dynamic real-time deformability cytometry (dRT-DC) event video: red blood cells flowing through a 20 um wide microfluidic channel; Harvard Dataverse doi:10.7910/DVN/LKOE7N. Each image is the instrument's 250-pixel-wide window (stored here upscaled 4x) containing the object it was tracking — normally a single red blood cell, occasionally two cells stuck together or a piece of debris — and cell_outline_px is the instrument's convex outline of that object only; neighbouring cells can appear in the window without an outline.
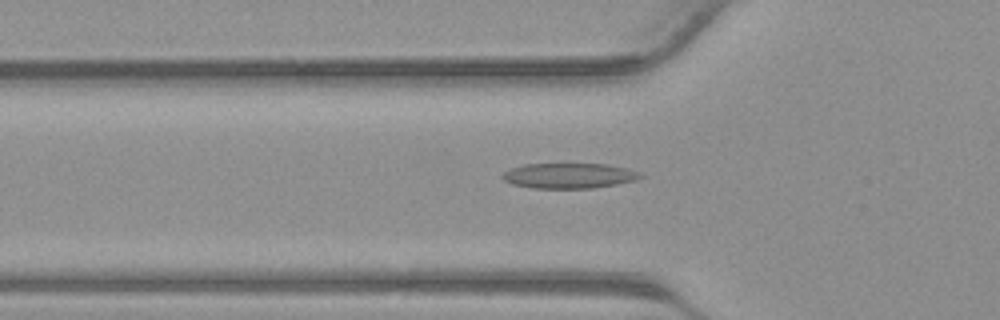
{"species": "common noctule bat (a hibernating species)", "species_latin": "Nyctalus noctula", "temperature_condition": "warm", "stored_images_in_passage": 41, "camera_frame_rate_fps": 3000, "um_per_image_px": 0.085, "animal": {"sex": "male", "body_mass_g": 23.1, "forearm_length_mm": 52.7}, "frame": {"image": 1, "passage_image": 14, "time_ms": 4.333, "image_size_px": [1000, 320], "cell_outline_px": [[644, 176], [636, 180], [616, 184], [592, 188], [532, 188], [512, 184], [504, 180], [500, 176], [504, 172], [512, 168], [524, 164], [608, 164], [628, 168], [640, 172]], "centroid_in_image_um": [48.38, 14.93], "position_along_channel_um": 77.4, "area_um2": 20.35}}
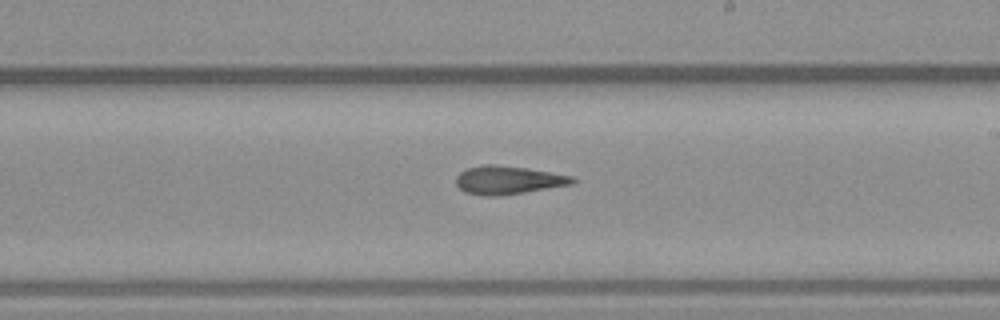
{"frame": {"image": 2, "passage_image": 24, "time_ms": 7.667, "image_size_px": [1000, 320], "cell_outline_px": [[576, 180], [572, 184], [524, 192], [496, 196], [484, 196], [464, 192], [456, 184], [456, 176], [460, 172], [468, 168], [484, 164], [496, 164], [528, 168], [572, 176]], "centroid_in_image_um": [43.16, 15.3], "position_along_channel_um": 245.8, "area_um2": 19.13}}
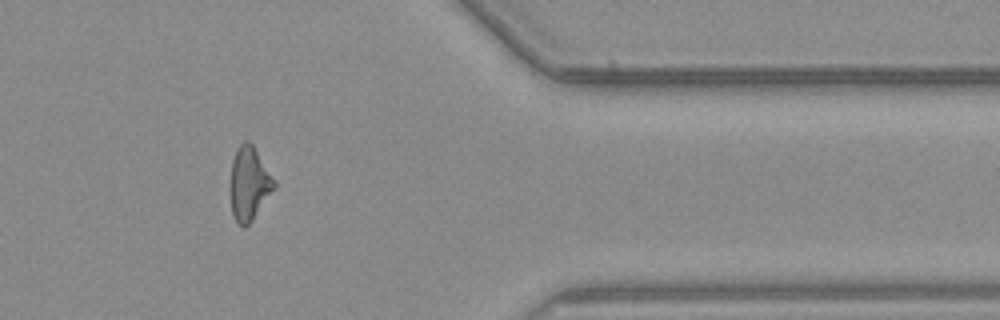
{"frame": {"image": 3, "passage_image": 34, "time_ms": 11.0, "image_size_px": [1000, 320], "cell_outline_px": [[276, 188], [252, 220], [244, 228], [236, 220], [232, 212], [232, 160], [236, 148], [244, 140], [248, 140], [252, 144], [276, 180]], "centroid_in_image_um": [21.22, 15.57], "position_along_channel_um": 390.2, "area_um2": 18.5}}